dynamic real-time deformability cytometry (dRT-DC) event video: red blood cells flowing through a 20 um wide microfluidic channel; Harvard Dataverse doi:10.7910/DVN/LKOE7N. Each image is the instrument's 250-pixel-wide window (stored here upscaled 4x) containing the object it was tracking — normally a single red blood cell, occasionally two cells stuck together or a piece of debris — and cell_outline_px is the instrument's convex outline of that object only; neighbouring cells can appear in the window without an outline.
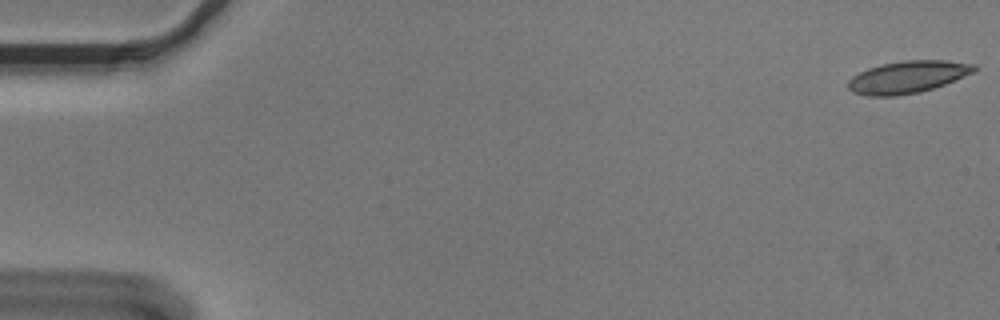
{"species": "Egyptian fruit bat (a non-hibernating species)", "species_latin": "Rousettus aegyptiacus", "temperature_condition": "cold", "stored_images_in_passage": 11, "camera_frame_rate_fps": 3000, "um_per_image_px": 0.085, "animal": {"sex": "male"}, "frame": {"image": 1, "passage_image": 1, "time_ms": 0.0, "image_size_px": [1000, 320], "cell_outline_px": [[976, 72], [944, 84], [920, 92], [896, 96], [868, 96], [852, 92], [848, 88], [848, 80], [852, 76], [868, 68], [880, 64], [904, 60], [944, 60], [976, 64]], "centroid_in_image_um": [77.14, 6.54], "position_along_channel_um": 7.9, "area_um2": 23.76}}